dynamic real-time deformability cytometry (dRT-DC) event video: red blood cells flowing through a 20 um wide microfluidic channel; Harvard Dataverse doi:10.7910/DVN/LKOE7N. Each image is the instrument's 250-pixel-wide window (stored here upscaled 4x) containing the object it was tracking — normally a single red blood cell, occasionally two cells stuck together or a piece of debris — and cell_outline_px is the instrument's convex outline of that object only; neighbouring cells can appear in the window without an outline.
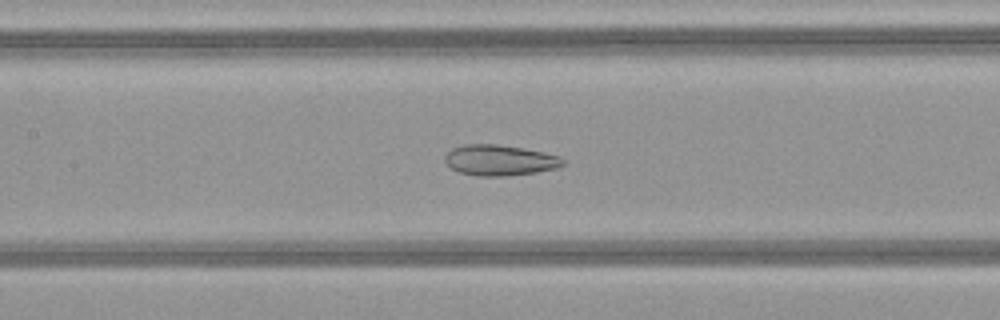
{"species": "common noctule bat (a hibernating species)", "species_latin": "Nyctalus noctula", "temperature_condition": "warm", "stored_images_in_passage": 41, "camera_frame_rate_fps": 3000, "um_per_image_px": 0.085, "animal": {"sex": "female", "body_mass_g": 21.9}, "frame": {"image": 1, "passage_image": 20, "time_ms": 6.333, "image_size_px": [1000, 320], "cell_outline_px": [[568, 160], [560, 168], [536, 172], [504, 176], [476, 176], [460, 172], [452, 168], [444, 160], [444, 156], [452, 148], [464, 144], [496, 144], [544, 152], [560, 156]], "centroid_in_image_um": [42.52, 13.62], "position_along_channel_um": 164.9, "area_um2": 21.21}}
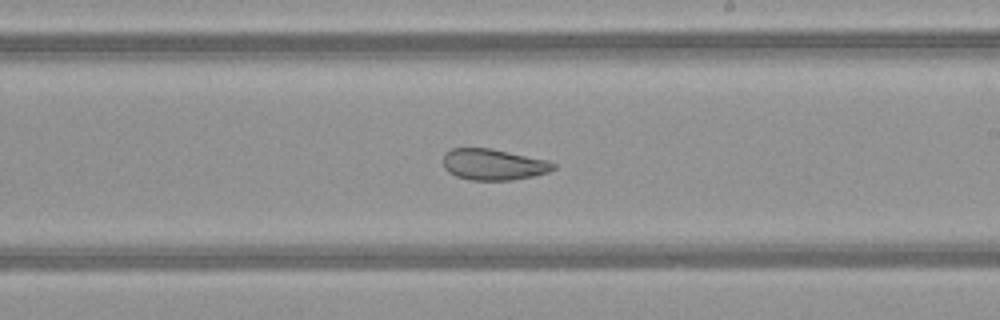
{"frame": {"image": 2, "passage_image": 26, "time_ms": 8.333, "image_size_px": [1000, 320], "cell_outline_px": [[556, 168], [548, 172], [532, 176], [512, 180], [472, 180], [456, 176], [448, 172], [444, 168], [444, 152], [452, 148], [492, 148], [548, 160], [556, 164]], "centroid_in_image_um": [41.94, 13.97], "position_along_channel_um": 247.1, "area_um2": 20.11}}
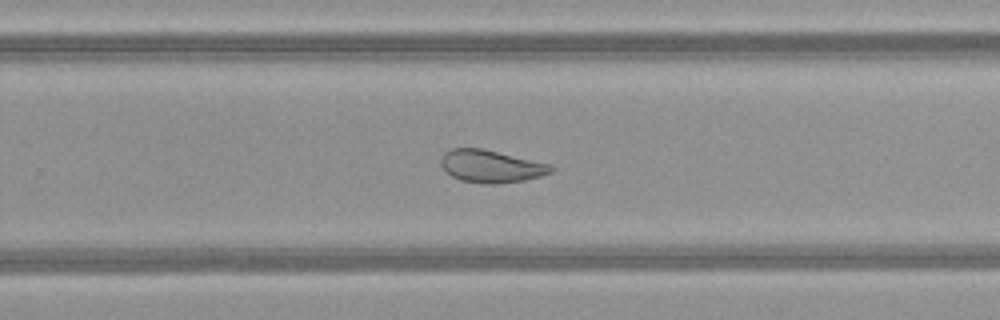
{"frame": {"image": 3, "passage_image": 29, "time_ms": 9.333, "image_size_px": [1000, 320], "cell_outline_px": [[552, 172], [540, 176], [524, 180], [496, 184], [488, 184], [460, 180], [452, 176], [440, 164], [440, 160], [444, 152], [452, 148], [484, 148], [552, 164]], "centroid_in_image_um": [41.74, 14.12], "position_along_channel_um": 288.1, "area_um2": 20.92}, "authors_computed_cell_mechanics": {"area_um2": 27.3972, "velocity_mm_per_s": 4.1289, "shape_relaxation_time_tau1_ms": null, "shape_relaxation_time_tau2_ms": 1.4015, "deformation_change_tau1": null, "deformation_change_tau2": 0.0821}}